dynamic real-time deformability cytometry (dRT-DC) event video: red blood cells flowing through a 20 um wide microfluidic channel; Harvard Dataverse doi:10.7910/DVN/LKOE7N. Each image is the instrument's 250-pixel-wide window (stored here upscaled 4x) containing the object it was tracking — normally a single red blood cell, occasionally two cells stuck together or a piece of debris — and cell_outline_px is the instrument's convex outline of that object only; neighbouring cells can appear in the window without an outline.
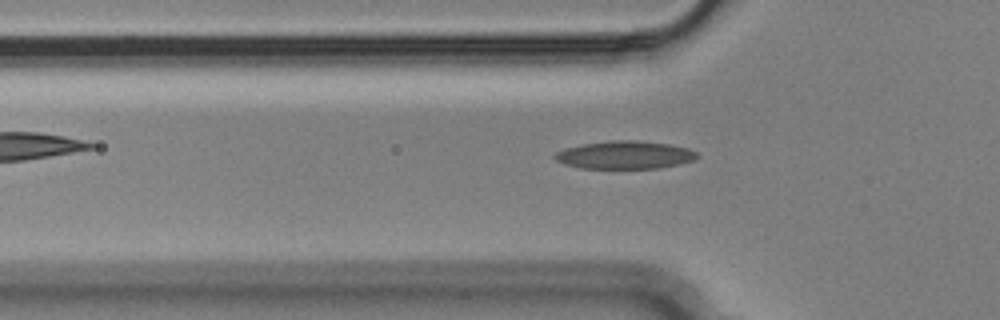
{"species": "Egyptian fruit bat (a non-hibernating species)", "species_latin": "Rousettus aegyptiacus", "temperature_condition": "cold", "stored_images_in_passage": 54, "camera_frame_rate_fps": 3000, "um_per_image_px": 0.085, "animal": {"sex": "male"}, "frame": {"image": 1, "passage_image": 17, "time_ms": 5.333, "image_size_px": [1000, 320], "cell_outline_px": [[700, 156], [696, 160], [680, 164], [660, 168], [580, 168], [564, 164], [556, 160], [552, 156], [556, 152], [564, 148], [584, 144], [608, 140], [636, 140], [668, 144], [688, 148], [696, 152]], "centroid_in_image_um": [53.12, 13.17], "position_along_channel_um": 72.7, "area_um2": 23.29}}
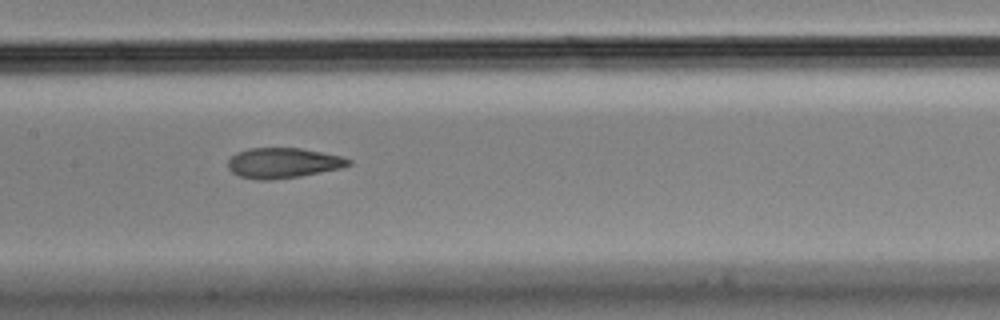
{"frame": {"image": 2, "passage_image": 26, "time_ms": 8.333, "image_size_px": [1000, 320], "cell_outline_px": [[352, 164], [344, 168], [300, 176], [272, 180], [256, 180], [240, 176], [232, 172], [228, 168], [228, 160], [236, 152], [248, 148], [300, 148], [344, 156], [352, 160]], "centroid_in_image_um": [24.1, 13.85], "position_along_channel_um": 183.3, "area_um2": 21.56}}
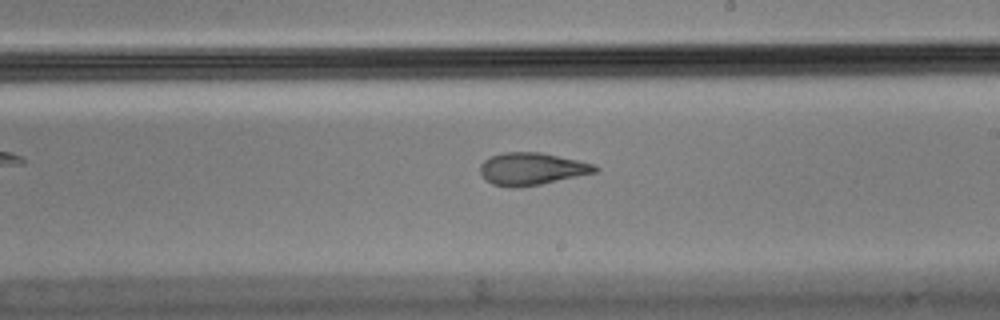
{"frame": {"image": 3, "passage_image": 31, "time_ms": 10.0, "image_size_px": [1000, 320], "cell_outline_px": [[600, 168], [596, 172], [540, 184], [520, 188], [512, 188], [492, 184], [480, 172], [480, 164], [484, 160], [492, 156], [504, 152], [540, 152], [596, 164]], "centroid_in_image_um": [45.21, 14.35], "position_along_channel_um": 243.8, "area_um2": 21.56}}